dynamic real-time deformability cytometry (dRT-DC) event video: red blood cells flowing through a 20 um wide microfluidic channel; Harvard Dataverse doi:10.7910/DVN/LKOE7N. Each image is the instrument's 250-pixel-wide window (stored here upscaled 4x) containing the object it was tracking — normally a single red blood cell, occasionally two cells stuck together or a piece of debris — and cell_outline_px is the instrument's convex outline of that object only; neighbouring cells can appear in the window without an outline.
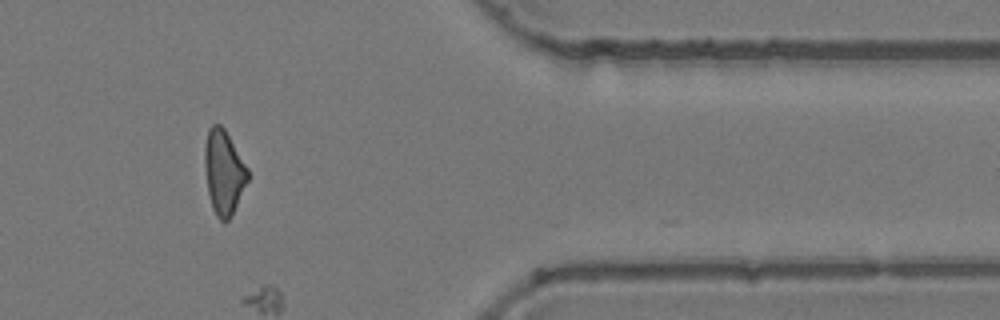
{"species": "common noctule bat (a hibernating species)", "species_latin": "Nyctalus noctula", "temperature_condition": "room temperature", "stored_images_in_passage": 46, "camera_frame_rate_fps": 3000, "um_per_image_px": 0.085, "animal": {"sex": "female", "body_mass_g": 24.6, "forearm_length_mm": 56.2}, "frame": {"image": 1, "passage_image": 45, "time_ms": 14.667, "image_size_px": [1000, 320], "cell_outline_px": [[248, 180], [232, 216], [224, 224], [216, 216], [212, 208], [208, 192], [204, 168], [204, 148], [208, 128], [212, 124], [220, 124], [224, 128], [248, 168]], "centroid_in_image_um": [19.0, 14.66], "position_along_channel_um": 392.4, "area_um2": 21.33}}